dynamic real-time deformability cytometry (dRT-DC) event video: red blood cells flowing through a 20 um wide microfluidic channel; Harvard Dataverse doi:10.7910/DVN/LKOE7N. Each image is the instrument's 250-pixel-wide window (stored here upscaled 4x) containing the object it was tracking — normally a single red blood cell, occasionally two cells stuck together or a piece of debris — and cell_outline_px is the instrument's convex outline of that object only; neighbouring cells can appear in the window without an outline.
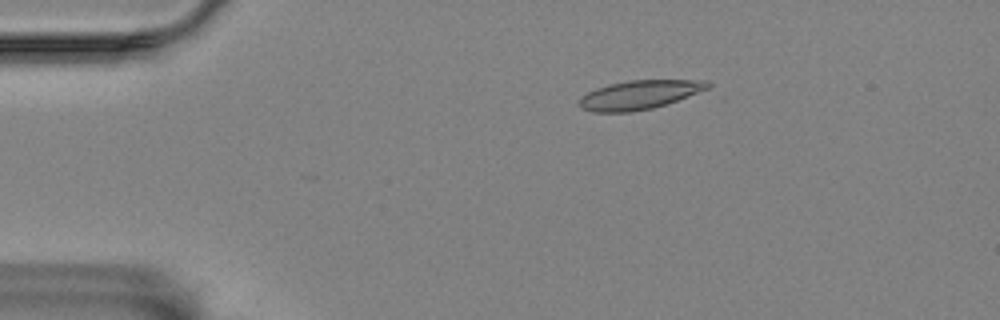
{"species": "Egyptian fruit bat (a non-hibernating species)", "species_latin": "Rousettus aegyptiacus", "temperature_condition": "room temperature", "stored_images_in_passage": 45, "camera_frame_rate_fps": 3000, "um_per_image_px": 0.085, "animal": {"sex": "female"}, "frame": {"image": 1, "passage_image": 11, "time_ms": 3.333, "image_size_px": [1000, 320], "cell_outline_px": [[712, 84], [708, 88], [676, 100], [652, 108], [632, 112], [592, 112], [580, 108], [580, 96], [596, 88], [608, 84], [628, 80], [708, 80]], "centroid_in_image_um": [54.3, 8.05], "position_along_channel_um": 30.7, "area_um2": 21.5}}
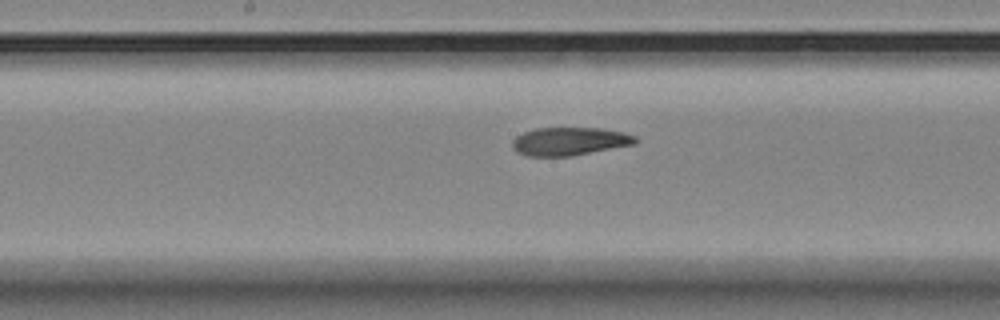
{"frame": {"image": 2, "passage_image": 30, "time_ms": 9.667, "image_size_px": [1000, 320], "cell_outline_px": [[640, 140], [636, 144], [572, 156], [528, 156], [516, 152], [512, 148], [512, 140], [516, 136], [524, 132], [536, 128], [600, 128], [624, 132], [636, 136]], "centroid_in_image_um": [48.43, 12.01], "position_along_channel_um": 199.8, "area_um2": 20.4}}
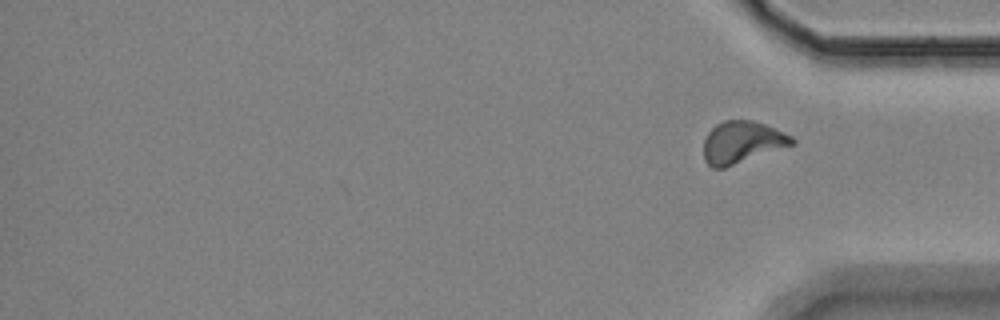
{"frame": {"image": 3, "passage_image": 45, "time_ms": 14.667, "image_size_px": [1000, 320], "cell_outline_px": [[796, 144], [724, 168], [712, 168], [704, 160], [704, 140], [708, 132], [716, 124], [724, 120], [752, 120], [776, 128], [792, 136], [796, 140]], "centroid_in_image_um": [63.09, 12.09], "position_along_channel_um": 372.1, "area_um2": 21.79}, "authors_computed_cell_mechanics": {"area_um2": 21.3282, "velocity_mm_per_s": 3.475, "shape_relaxation_time_tau1_ms": null, "shape_relaxation_time_tau2_ms": 3.2317, "deformation_change_tau1": null, "deformation_change_tau2": 0.0883}}